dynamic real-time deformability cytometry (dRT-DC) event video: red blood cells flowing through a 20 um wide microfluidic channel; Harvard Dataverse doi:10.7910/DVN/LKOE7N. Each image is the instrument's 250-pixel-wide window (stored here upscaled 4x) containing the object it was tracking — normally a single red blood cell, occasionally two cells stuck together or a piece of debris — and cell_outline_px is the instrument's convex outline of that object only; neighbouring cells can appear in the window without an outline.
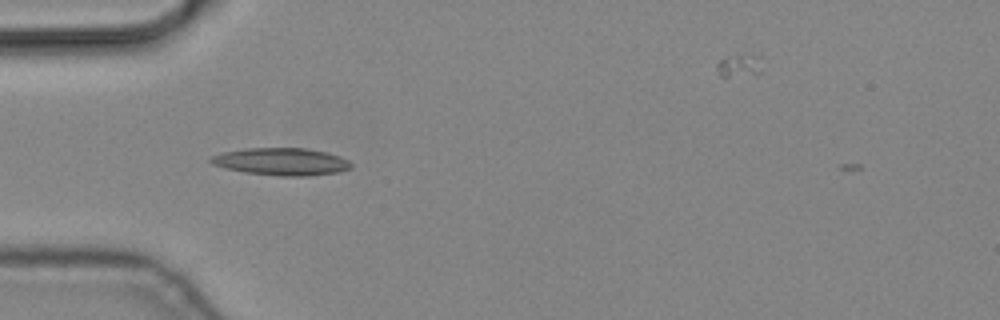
{"species": "common noctule bat (a hibernating species)", "species_latin": "Nyctalus noctula", "temperature_condition": "cold", "stored_images_in_passage": 2, "camera_frame_rate_fps": 3000, "um_per_image_px": 0.085, "animal": {"sex": "male", "body_mass_g": 19.2, "forearm_length_mm": 51.8}, "frame": {"image": 1, "passage_image": 1, "time_ms": 0.0, "image_size_px": [1000, 320], "cell_outline_px": [[352, 168], [340, 172], [308, 176], [280, 176], [244, 172], [212, 164], [208, 160], [212, 156], [224, 152], [244, 148], [304, 148], [324, 152], [340, 156], [348, 160], [352, 164]], "centroid_in_image_um": [23.95, 13.74], "position_along_channel_um": 61.1, "area_um2": 22.31}}
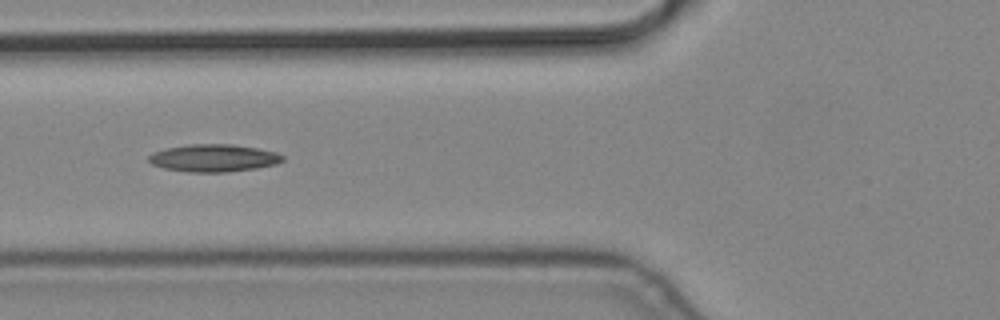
{"frame": {"image": 2, "passage_image": 2, "time_ms": 0.333, "image_size_px": [1000, 320], "cell_outline_px": [[284, 160], [276, 164], [256, 168], [224, 172], [188, 172], [164, 168], [152, 164], [148, 160], [148, 156], [152, 152], [164, 148], [188, 144], [232, 144], [256, 148], [276, 152], [284, 156]], "centroid_in_image_um": [18.13, 13.42], "position_along_channel_um": 107.7, "area_um2": 21.5}}